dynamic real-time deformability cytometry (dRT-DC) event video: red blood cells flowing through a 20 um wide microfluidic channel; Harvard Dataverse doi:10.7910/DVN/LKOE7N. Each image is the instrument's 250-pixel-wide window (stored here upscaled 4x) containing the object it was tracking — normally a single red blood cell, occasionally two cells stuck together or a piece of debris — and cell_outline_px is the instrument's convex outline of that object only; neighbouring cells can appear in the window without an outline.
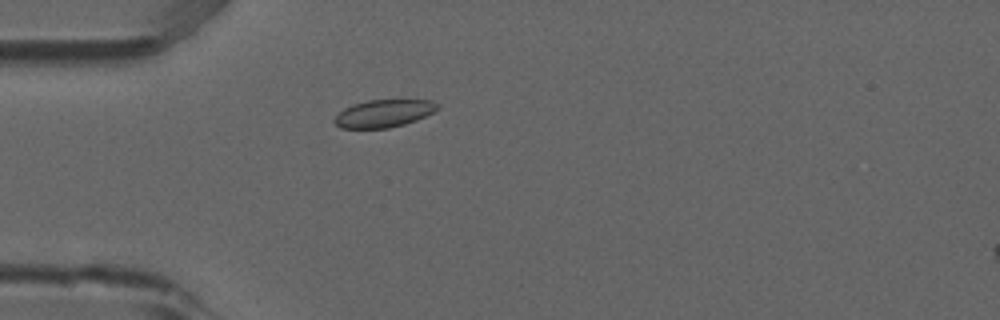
{"species": "common noctule bat (a hibernating species)", "species_latin": "Nyctalus noctula", "temperature_condition": "room temperature", "stored_images_in_passage": 34, "camera_frame_rate_fps": 3000, "um_per_image_px": 0.085, "animal": {"sex": "male", "forearm_length_mm": 52.5}, "frame": {"image": 1, "passage_image": 7, "time_ms": 2.0, "image_size_px": [1000, 320], "cell_outline_px": [[440, 108], [416, 120], [404, 124], [388, 128], [340, 128], [332, 120], [344, 108], [352, 104], [368, 100], [432, 100], [440, 104]], "centroid_in_image_um": [32.62, 9.63], "position_along_channel_um": 52.4, "area_um2": 16.53}}
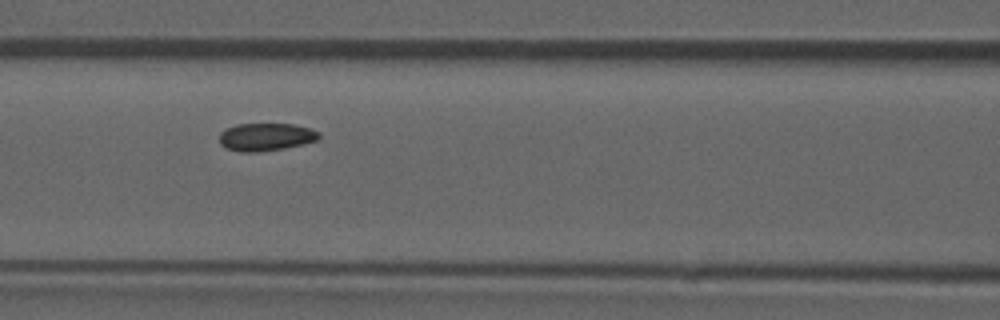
{"frame": {"image": 2, "passage_image": 15, "time_ms": 4.667, "image_size_px": [1000, 320], "cell_outline_px": [[320, 136], [316, 140], [284, 148], [256, 152], [240, 152], [224, 148], [220, 144], [220, 132], [236, 124], [292, 124], [308, 128], [320, 132]], "centroid_in_image_um": [22.55, 11.64], "position_along_channel_um": 144.0, "area_um2": 15.95}}
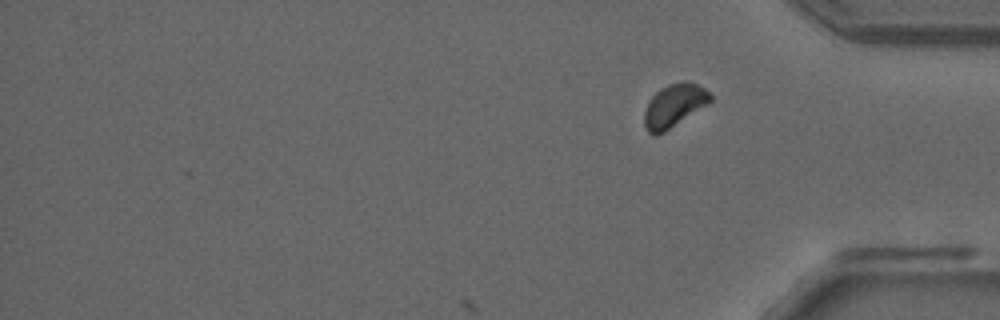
{"frame": {"image": 3, "passage_image": 34, "time_ms": 11.0, "image_size_px": [1000, 320], "cell_outline_px": [[712, 100], [664, 132], [656, 136], [652, 136], [648, 132], [644, 124], [644, 112], [648, 100], [660, 88], [668, 84], [684, 80], [696, 84], [704, 88], [712, 96]], "centroid_in_image_um": [57.25, 8.97], "position_along_channel_um": 378.0, "area_um2": 16.42}, "authors_computed_cell_mechanics": {"area_um2": 16.6175, "velocity_mm_per_s": 3.7957, "shape_relaxation_time_tau1_ms": 1.1012, "shape_relaxation_time_tau2_ms": 0.614, "deformation_change_tau1": 0.0563, "deformation_change_tau2": 0.0411}}